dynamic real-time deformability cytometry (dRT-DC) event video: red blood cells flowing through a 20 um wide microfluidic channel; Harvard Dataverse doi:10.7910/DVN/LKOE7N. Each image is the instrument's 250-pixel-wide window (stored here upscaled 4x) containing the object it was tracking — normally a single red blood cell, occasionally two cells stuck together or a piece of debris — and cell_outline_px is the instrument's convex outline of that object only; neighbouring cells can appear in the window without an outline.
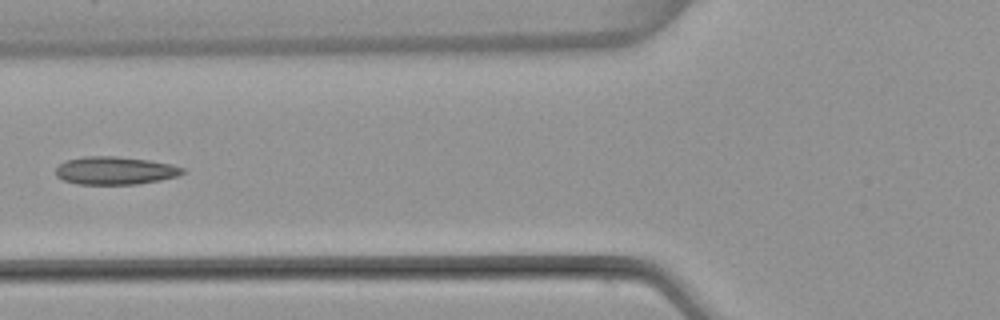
{"species": "common noctule bat (a hibernating species)", "species_latin": "Nyctalus noctula", "temperature_condition": "warm", "stored_images_in_passage": 7, "camera_frame_rate_fps": 3000, "um_per_image_px": 0.085, "animal": {"sex": "female", "body_mass_g": 22.7, "forearm_length_mm": 54.2}, "frame": {"image": 1, "passage_image": 6, "time_ms": 6.0, "image_size_px": [1000, 320], "cell_outline_px": [[184, 172], [176, 176], [160, 180], [136, 184], [76, 184], [64, 180], [56, 176], [56, 168], [60, 164], [68, 160], [84, 156], [116, 156], [148, 160], [172, 164], [184, 168]], "centroid_in_image_um": [9.77, 14.5], "position_along_channel_um": 116.0, "area_um2": 20.52}}
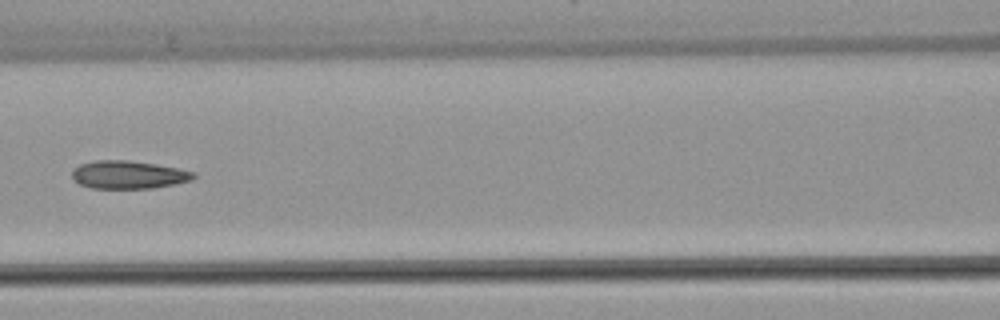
{"frame": {"image": 2, "passage_image": 7, "time_ms": 7.0, "image_size_px": [1000, 320], "cell_outline_px": [[196, 176], [192, 180], [152, 188], [92, 188], [80, 184], [72, 180], [72, 172], [80, 164], [96, 160], [128, 160], [156, 164], [196, 172]], "centroid_in_image_um": [10.91, 14.85], "position_along_channel_um": 155.7, "area_um2": 19.71}}